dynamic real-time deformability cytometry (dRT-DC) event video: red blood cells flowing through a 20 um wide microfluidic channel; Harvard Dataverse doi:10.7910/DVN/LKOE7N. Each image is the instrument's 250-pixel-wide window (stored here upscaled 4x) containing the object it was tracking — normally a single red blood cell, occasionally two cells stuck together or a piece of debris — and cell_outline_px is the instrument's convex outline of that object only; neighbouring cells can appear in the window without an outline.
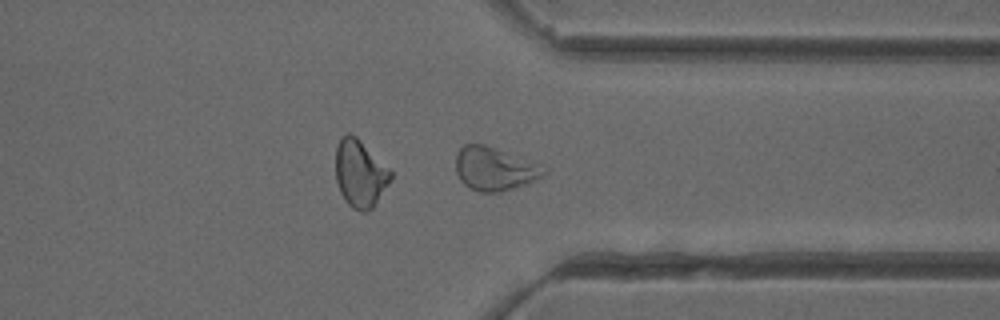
{"species": "common noctule bat (a hibernating species)", "species_latin": "Nyctalus noctula", "temperature_condition": "cold", "stored_images_in_passage": 44, "camera_frame_rate_fps": 3000, "um_per_image_px": 0.085, "animal": {"sex": "female"}, "frame": {"image": 1, "passage_image": 32, "time_ms": 10.333, "image_size_px": [1000, 320], "cell_outline_px": [[548, 172], [544, 176], [528, 184], [500, 192], [480, 192], [468, 188], [460, 180], [456, 172], [456, 156], [460, 148], [464, 144], [484, 144], [540, 164], [548, 168]], "centroid_in_image_um": [42.06, 14.36], "position_along_channel_um": 369.3, "area_um2": 22.48}, "authors_computed_cell_mechanics": {"area_um2": 22.7732, "velocity_mm_per_s": 3.9801, "shape_relaxation_time_tau1_ms": null, "shape_relaxation_time_tau2_ms": 1.8339, "deformation_change_tau1": null, "deformation_change_tau2": 0.0951}}